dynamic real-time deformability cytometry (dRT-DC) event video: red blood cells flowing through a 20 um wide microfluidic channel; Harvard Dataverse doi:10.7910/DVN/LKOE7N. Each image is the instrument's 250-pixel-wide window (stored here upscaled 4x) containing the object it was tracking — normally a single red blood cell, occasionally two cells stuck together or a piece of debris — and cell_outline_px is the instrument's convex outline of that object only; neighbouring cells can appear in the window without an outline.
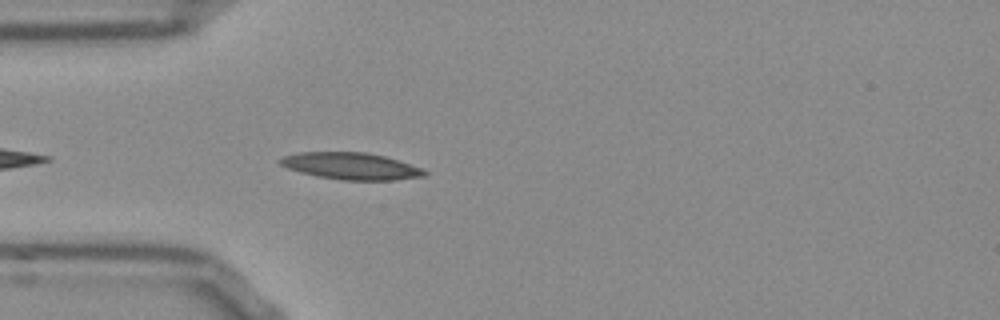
{"species": "Egyptian fruit bat (a non-hibernating species)", "species_latin": "Rousettus aegyptiacus", "temperature_condition": "room temperature", "stored_images_in_passage": 10, "camera_frame_rate_fps": 3000, "um_per_image_px": 0.085, "frame": {"image": 1, "passage_image": 4, "time_ms": 1.0, "image_size_px": [1000, 320], "cell_outline_px": [[428, 172], [424, 176], [396, 180], [344, 180], [316, 176], [300, 172], [288, 168], [280, 164], [276, 160], [284, 156], [300, 152], [364, 152], [384, 156], [420, 168]], "centroid_in_image_um": [29.79, 14.12], "position_along_channel_um": 55.2, "area_um2": 22.37}}